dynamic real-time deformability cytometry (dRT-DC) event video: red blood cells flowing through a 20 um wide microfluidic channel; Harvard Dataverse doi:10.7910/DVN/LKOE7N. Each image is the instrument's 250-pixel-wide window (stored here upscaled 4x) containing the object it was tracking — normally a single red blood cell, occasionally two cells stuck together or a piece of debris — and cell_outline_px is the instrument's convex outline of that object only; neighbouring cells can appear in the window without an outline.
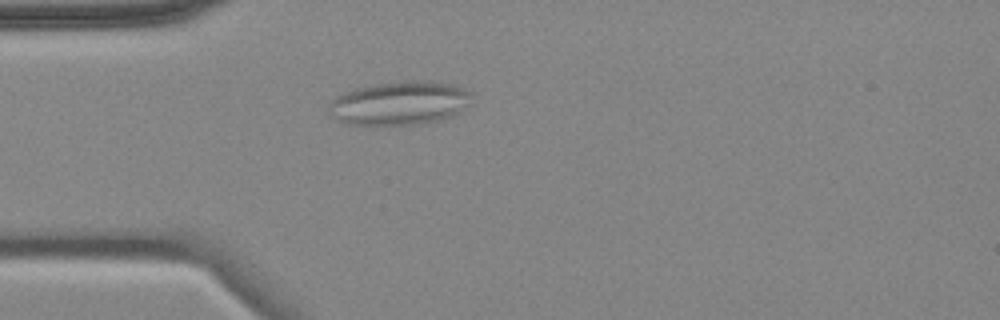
{"species": "common noctule bat (a hibernating species)", "species_latin": "Nyctalus noctula", "temperature_condition": "cold", "stored_images_in_passage": 2, "camera_frame_rate_fps": 3000, "um_per_image_px": 0.085, "animal": {"sex": "female", "body_mass_g": 18.4}, "frame": {"image": 1, "passage_image": 2, "time_ms": 1.333, "image_size_px": [1000, 320], "cell_outline_px": [[472, 104], [452, 116], [420, 124], [348, 124], [328, 116], [328, 108], [332, 100], [336, 96], [344, 92], [356, 88], [376, 84], [412, 80], [432, 80], [464, 88], [472, 92]], "centroid_in_image_um": [33.99, 8.76], "position_along_channel_um": 51.0, "area_um2": 36.47}}